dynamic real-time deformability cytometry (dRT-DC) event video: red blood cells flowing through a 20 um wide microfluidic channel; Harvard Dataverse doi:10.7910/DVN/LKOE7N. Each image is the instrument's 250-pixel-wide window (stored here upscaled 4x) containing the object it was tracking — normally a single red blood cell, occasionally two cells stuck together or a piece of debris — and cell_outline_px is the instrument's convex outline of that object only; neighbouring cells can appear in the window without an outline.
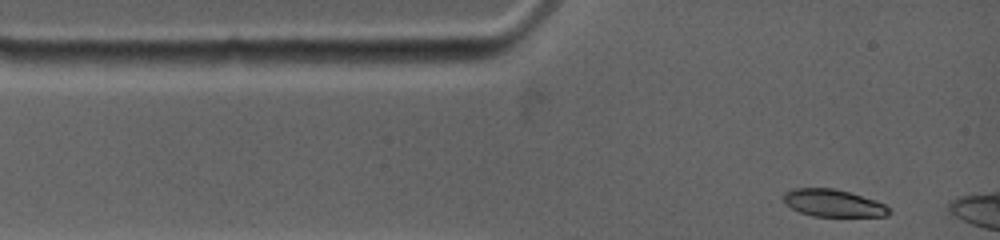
{"species": "common noctule bat (a hibernating species)", "species_latin": "Nyctalus noctula", "temperature_condition": "warm", "stored_images_in_passage": 31, "camera_frame_rate_fps": 4500, "um_per_image_px": 0.085, "animal": {"sex": "female", "body_mass_g": 19.0, "forearm_length_mm": 53.3}, "frame": {"image": 1, "passage_image": 1, "time_ms": 0.0, "image_size_px": [1000, 240], "cell_outline_px": [[892, 212], [888, 216], [812, 216], [800, 212], [792, 208], [780, 196], [784, 192], [796, 188], [836, 188], [876, 200], [884, 204]], "centroid_in_image_um": [70.82, 17.26], "position_along_channel_um": 14.2, "area_um2": 16.82}}
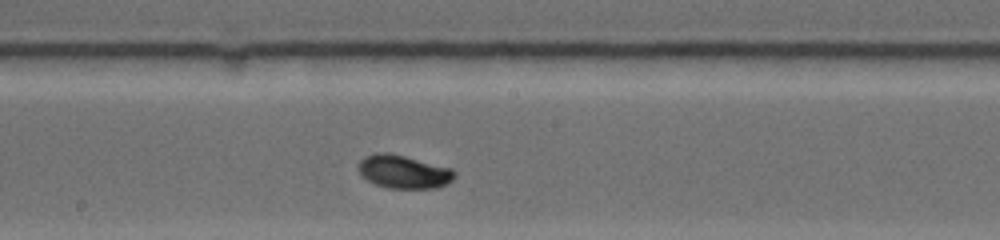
{"frame": {"image": 2, "passage_image": 19, "time_ms": 6.0, "image_size_px": [1000, 240], "cell_outline_px": [[456, 176], [452, 180], [436, 188], [388, 188], [376, 184], [360, 176], [356, 168], [360, 160], [364, 156], [376, 152], [388, 152], [452, 168], [456, 172]], "centroid_in_image_um": [34.26, 14.59], "position_along_channel_um": 213.9, "area_um2": 18.79}}
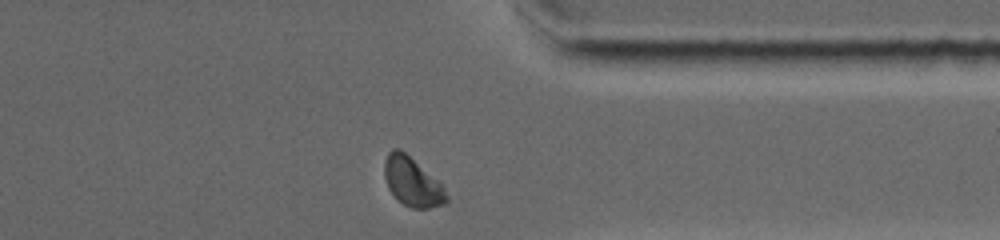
{"frame": {"image": 3, "passage_image": 30, "time_ms": 10.444, "image_size_px": [1000, 240], "cell_outline_px": [[448, 200], [444, 204], [428, 208], [412, 208], [404, 204], [388, 188], [384, 176], [384, 160], [388, 152], [392, 148], [400, 148], [444, 184], [448, 196]], "centroid_in_image_um": [35.07, 15.43], "position_along_channel_um": 376.3, "area_um2": 17.86}, "authors_computed_cell_mechanics": {"area_um2": 17.8602, "velocity_mm_per_s": 3.7564, "shape_relaxation_time_tau1_ms": 4.635, "shape_relaxation_time_tau2_ms": null, "deformation_change_tau1": 0.1406, "deformation_change_tau2": null}}